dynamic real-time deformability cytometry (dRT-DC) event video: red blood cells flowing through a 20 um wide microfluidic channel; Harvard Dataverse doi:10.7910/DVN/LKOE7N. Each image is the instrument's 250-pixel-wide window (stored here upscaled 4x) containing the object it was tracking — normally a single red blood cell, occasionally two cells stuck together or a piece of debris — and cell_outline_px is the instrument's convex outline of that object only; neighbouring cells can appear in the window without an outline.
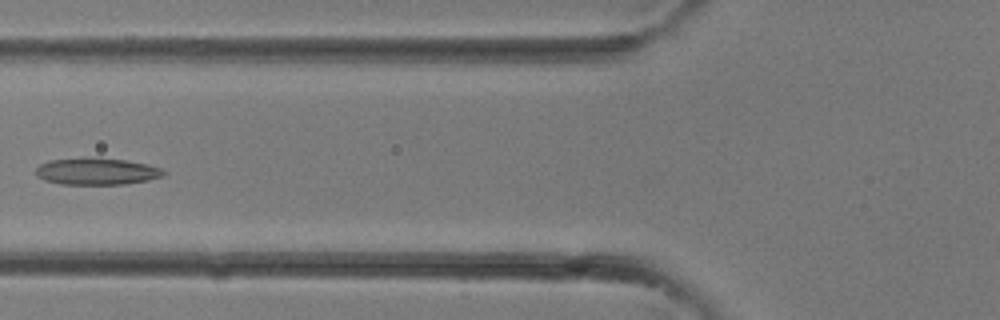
{"species": "common noctule bat (a hibernating species)", "species_latin": "Nyctalus noctula", "temperature_condition": "room temperature", "stored_images_in_passage": 34, "camera_frame_rate_fps": 3000, "um_per_image_px": 0.085, "animal": {"sex": "female"}, "frame": {"image": 1, "passage_image": 14, "time_ms": 4.333, "image_size_px": [1000, 320], "cell_outline_px": [[168, 172], [164, 176], [148, 180], [124, 184], [60, 184], [44, 180], [36, 176], [36, 168], [40, 164], [48, 160], [124, 160], [148, 164], [160, 168]], "centroid_in_image_um": [8.25, 14.61], "position_along_channel_um": 117.5, "area_um2": 19.25}}
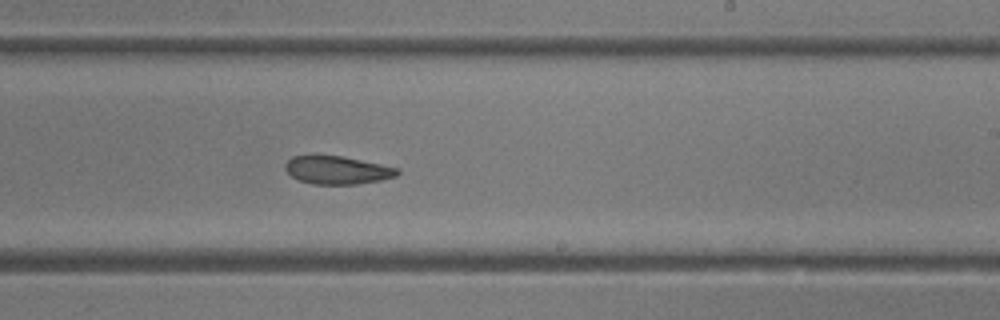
{"frame": {"image": 2, "passage_image": 21, "time_ms": 6.667, "image_size_px": [1000, 320], "cell_outline_px": [[400, 172], [396, 176], [380, 180], [356, 184], [312, 184], [300, 180], [292, 176], [284, 168], [284, 164], [292, 156], [344, 156], [400, 168]], "centroid_in_image_um": [28.69, 14.45], "position_along_channel_um": 260.3, "area_um2": 18.26}}
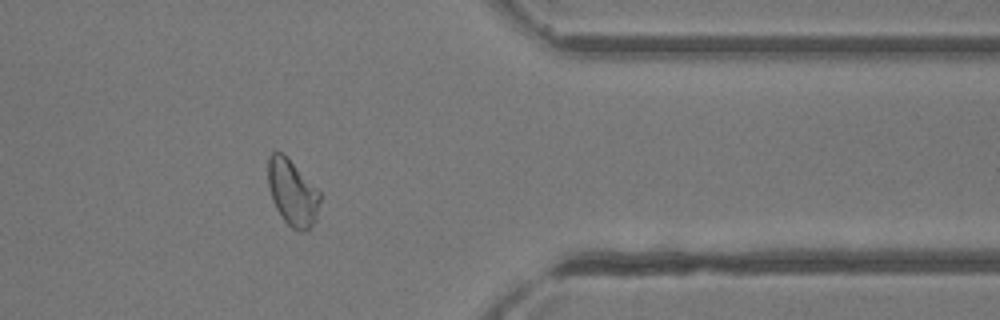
{"frame": {"image": 3, "passage_image": 28, "time_ms": 9.0, "image_size_px": [1000, 320], "cell_outline_px": [[320, 200], [316, 220], [304, 232], [292, 228], [284, 220], [276, 208], [272, 200], [268, 184], [268, 156], [272, 152], [284, 152], [320, 192]], "centroid_in_image_um": [24.84, 16.34], "position_along_channel_um": 386.6, "area_um2": 20.0}}